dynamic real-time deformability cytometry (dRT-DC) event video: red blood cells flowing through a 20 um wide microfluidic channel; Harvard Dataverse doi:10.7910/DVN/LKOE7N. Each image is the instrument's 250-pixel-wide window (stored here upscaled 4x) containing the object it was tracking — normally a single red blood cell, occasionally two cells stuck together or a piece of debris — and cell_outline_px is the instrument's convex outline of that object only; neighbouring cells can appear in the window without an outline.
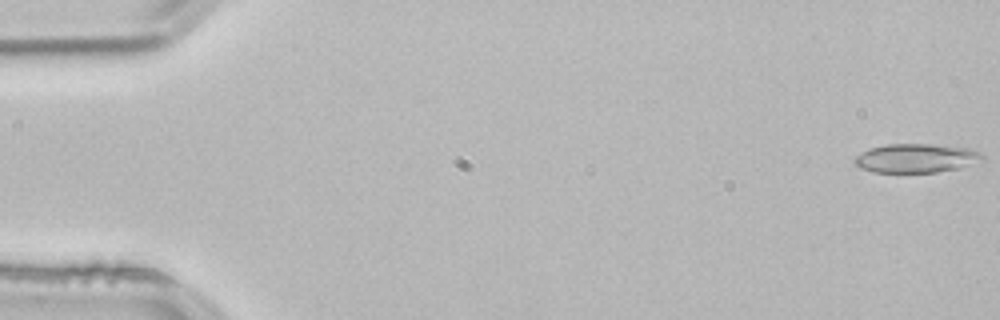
{"species": "common noctule bat (a hibernating species)", "species_latin": "Nyctalus noctula", "temperature_condition": "room temperature", "stored_images_in_passage": 20, "camera_frame_rate_fps": 3000, "um_per_image_px": 0.085, "animal": {"sex": "male", "body_mass_g": 21.5, "forearm_length_mm": 52.0}, "frame": {"image": 1, "passage_image": 1, "time_ms": 0.0, "image_size_px": [1000, 320], "cell_outline_px": [[984, 160], [960, 168], [936, 172], [872, 172], [860, 168], [852, 160], [856, 156], [868, 148], [884, 144], [928, 144], [968, 148], [980, 152], [984, 156]], "centroid_in_image_um": [77.85, 13.44], "position_along_channel_um": 7.1, "area_um2": 21.62}}
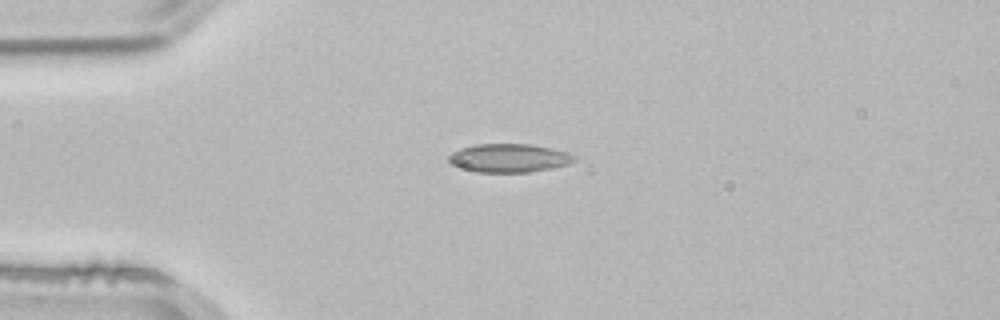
{"frame": {"image": 2, "passage_image": 13, "time_ms": 4.0, "image_size_px": [1000, 320], "cell_outline_px": [[576, 160], [568, 164], [552, 168], [528, 172], [476, 172], [448, 164], [448, 156], [452, 152], [460, 148], [476, 144], [528, 144], [552, 148], [568, 152], [576, 156]], "centroid_in_image_um": [43.25, 13.43], "position_along_channel_um": 41.8, "area_um2": 20.98}}